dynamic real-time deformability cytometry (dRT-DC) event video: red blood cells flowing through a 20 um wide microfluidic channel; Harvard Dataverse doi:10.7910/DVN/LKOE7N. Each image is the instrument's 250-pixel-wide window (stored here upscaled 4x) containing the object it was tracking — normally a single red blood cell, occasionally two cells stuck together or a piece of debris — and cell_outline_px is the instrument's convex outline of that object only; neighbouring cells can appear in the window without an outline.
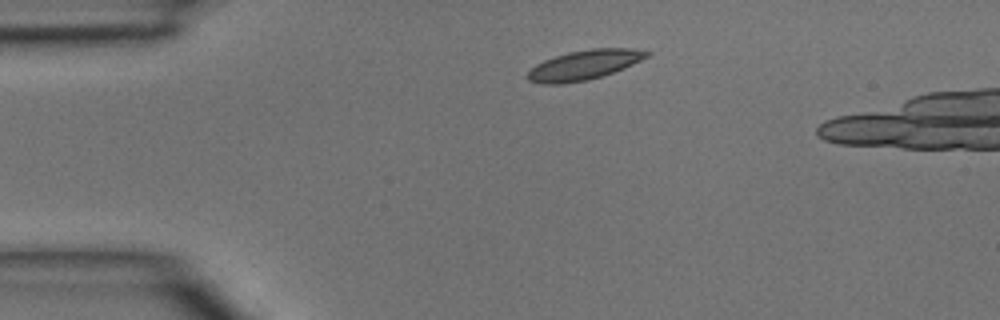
{"species": "common noctule bat (a hibernating species)", "species_latin": "Nyctalus noctula", "temperature_condition": "room temperature", "stored_images_in_passage": 3, "camera_frame_rate_fps": 3000, "um_per_image_px": 0.085, "animal": {"sex": "male", "body_mass_g": 15.6}, "frame": {"image": 1, "passage_image": 1, "time_ms": 0.0, "image_size_px": [1000, 320], "cell_outline_px": [[652, 52], [648, 56], [624, 68], [588, 80], [560, 84], [540, 84], [528, 80], [528, 72], [536, 64], [544, 60], [568, 52], [592, 48], [628, 48]], "centroid_in_image_um": [49.63, 5.52], "position_along_channel_um": 35.4, "area_um2": 20.35}}